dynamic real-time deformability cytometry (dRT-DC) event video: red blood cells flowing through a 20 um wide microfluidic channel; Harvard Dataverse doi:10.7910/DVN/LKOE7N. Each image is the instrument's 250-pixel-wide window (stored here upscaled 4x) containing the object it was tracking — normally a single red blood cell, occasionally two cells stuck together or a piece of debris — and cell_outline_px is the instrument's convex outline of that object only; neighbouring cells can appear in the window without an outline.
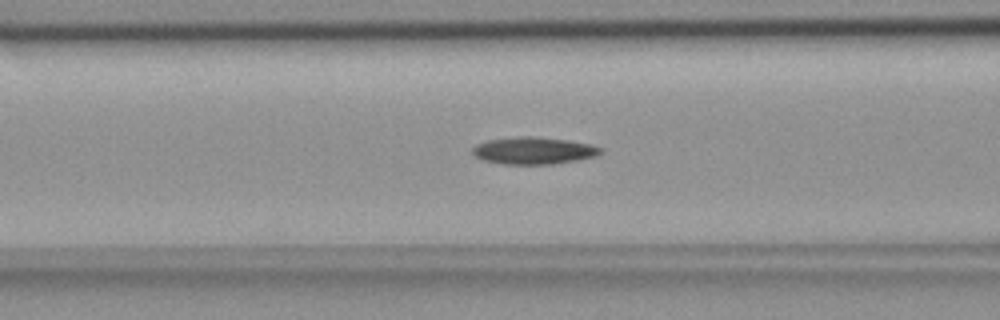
{"species": "common noctule bat (a hibernating species)", "species_latin": "Nyctalus noctula", "temperature_condition": "room temperature", "stored_images_in_passage": 55, "camera_frame_rate_fps": 3000, "um_per_image_px": 0.085, "animal": {"sex": "female", "body_mass_g": 18.4}, "frame": {"image": 1, "passage_image": 21, "time_ms": 6.667, "image_size_px": [1000, 320], "cell_outline_px": [[604, 152], [596, 156], [580, 160], [552, 164], [500, 164], [484, 160], [476, 156], [472, 152], [472, 148], [476, 144], [488, 140], [520, 136], [532, 136], [568, 140], [588, 144], [600, 148]], "centroid_in_image_um": [45.36, 12.81], "position_along_channel_um": 121.2, "area_um2": 20.23}}
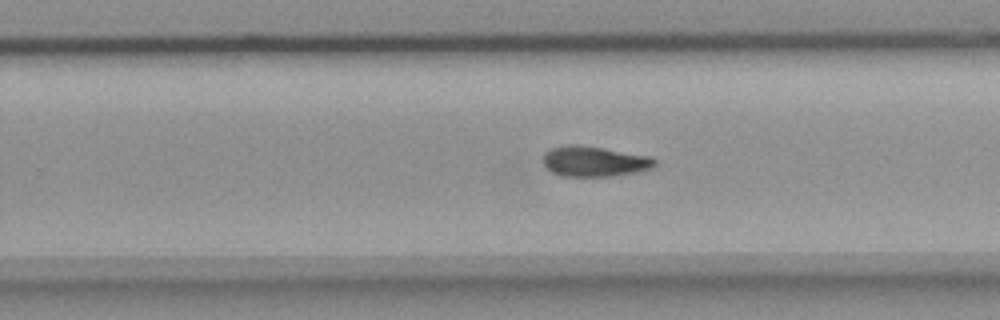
{"frame": {"image": 2, "passage_image": 34, "time_ms": 11.0, "image_size_px": [1000, 320], "cell_outline_px": [[656, 164], [652, 168], [636, 172], [616, 176], [560, 176], [552, 172], [544, 164], [544, 152], [552, 148], [568, 144], [576, 144], [604, 148], [652, 156], [656, 160]], "centroid_in_image_um": [50.55, 13.71], "position_along_channel_um": 279.3, "area_um2": 19.88}}
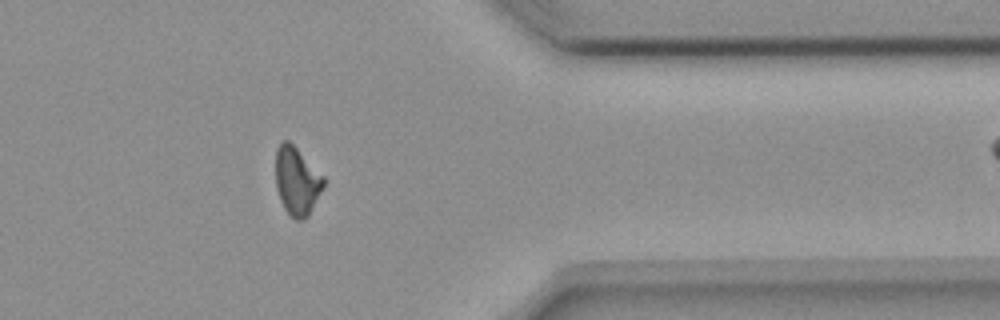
{"frame": {"image": 3, "passage_image": 44, "time_ms": 14.333, "image_size_px": [1000, 320], "cell_outline_px": [[324, 188], [308, 216], [304, 220], [296, 220], [288, 216], [280, 200], [276, 188], [276, 148], [280, 140], [288, 140], [324, 176]], "centroid_in_image_um": [25.23, 15.41], "position_along_channel_um": 386.2, "area_um2": 19.25}, "authors_computed_cell_mechanics": {"area_um2": 19.5364, "velocity_mm_per_s": 3.6591, "shape_relaxation_time_tau1_ms": null, "shape_relaxation_time_tau2_ms": 8.0127, "deformation_change_tau1": null, "deformation_change_tau2": 0.1522}}